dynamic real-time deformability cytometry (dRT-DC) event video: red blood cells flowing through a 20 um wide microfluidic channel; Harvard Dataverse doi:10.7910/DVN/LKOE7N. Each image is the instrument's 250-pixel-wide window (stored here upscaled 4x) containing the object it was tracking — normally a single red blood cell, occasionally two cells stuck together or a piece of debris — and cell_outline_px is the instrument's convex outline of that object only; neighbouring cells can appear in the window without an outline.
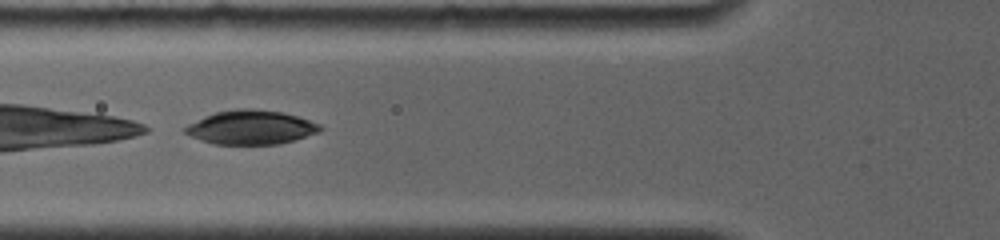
{"species": "common noctule bat (a hibernating species)", "species_latin": "Nyctalus noctula", "temperature_condition": "room temperature", "stored_images_in_passage": 57, "camera_frame_rate_fps": 4000, "um_per_image_px": 0.085, "animal": {"sex": "female", "body_mass_g": 19.0, "forearm_length_mm": 56.7}, "frame": {"image": 1, "passage_image": 7, "time_ms": 0.75, "image_size_px": [1000, 240], "cell_outline_px": [[324, 128], [320, 132], [296, 140], [280, 144], [212, 144], [200, 140], [184, 132], [184, 128], [188, 124], [204, 116], [216, 112], [236, 108], [252, 108], [280, 112], [296, 116], [320, 124]], "centroid_in_image_um": [21.34, 10.83], "position_along_channel_um": 104.5, "area_um2": 26.88}}
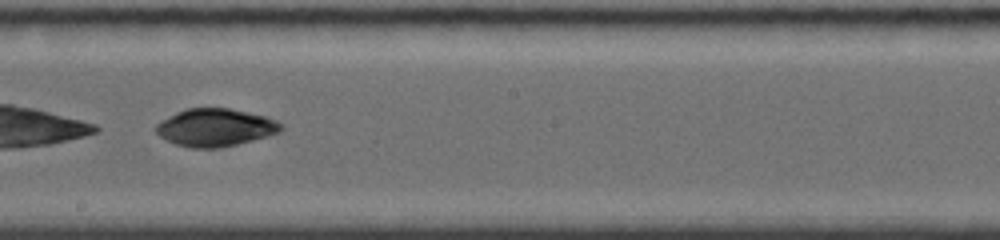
{"frame": {"image": 2, "passage_image": 33, "time_ms": 4.0, "image_size_px": [1000, 240], "cell_outline_px": [[284, 128], [280, 132], [236, 144], [220, 148], [192, 148], [176, 144], [160, 136], [156, 132], [156, 124], [160, 120], [176, 112], [188, 108], [228, 108], [264, 116], [276, 120]], "centroid_in_image_um": [18.27, 10.83], "position_along_channel_um": 229.9, "area_um2": 27.17}}
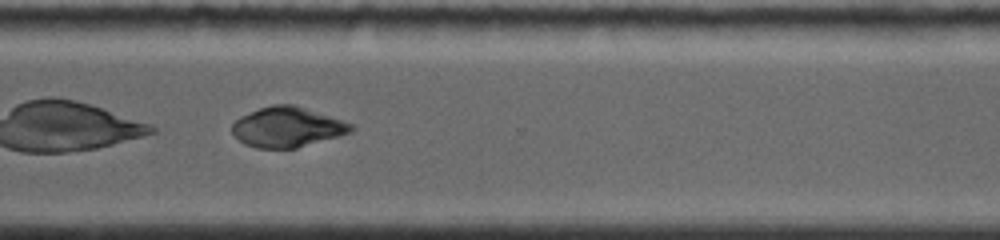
{"frame": {"image": 3, "passage_image": 47, "time_ms": 7.0, "image_size_px": [1000, 240], "cell_outline_px": [[356, 128], [352, 132], [296, 148], [256, 148], [244, 144], [232, 132], [232, 124], [240, 116], [260, 108], [272, 104], [292, 104], [352, 124]], "centroid_in_image_um": [24.39, 10.81], "position_along_channel_um": 346.2, "area_um2": 27.4}}